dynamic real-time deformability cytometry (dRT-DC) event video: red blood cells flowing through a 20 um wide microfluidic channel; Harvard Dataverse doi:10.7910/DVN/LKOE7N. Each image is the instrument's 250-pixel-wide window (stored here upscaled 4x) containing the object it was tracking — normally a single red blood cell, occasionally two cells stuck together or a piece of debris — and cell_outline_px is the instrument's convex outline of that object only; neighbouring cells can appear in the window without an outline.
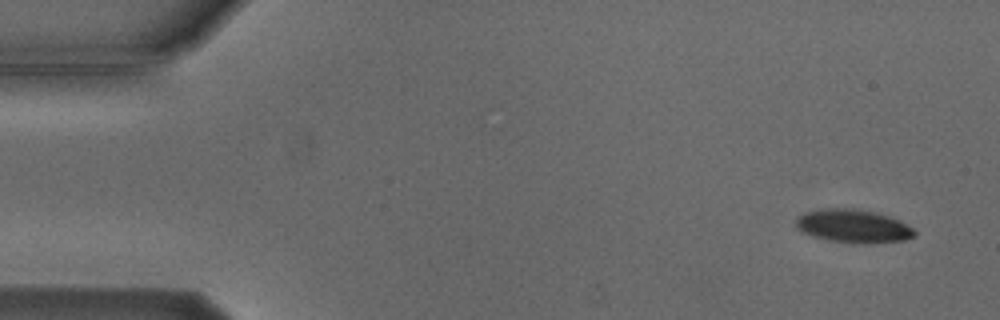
{"species": "Egyptian fruit bat (a non-hibernating species)", "species_latin": "Rousettus aegyptiacus", "temperature_condition": "cold", "stored_images_in_passage": 4, "camera_frame_rate_fps": 3000, "um_per_image_px": 0.085, "animal": {"sex": "male"}, "frame": {"image": 1, "passage_image": 1, "time_ms": 0.0, "image_size_px": [1000, 320], "cell_outline_px": [[916, 236], [904, 240], [828, 240], [812, 236], [796, 228], [796, 216], [804, 212], [828, 208], [856, 208], [876, 212], [900, 220], [912, 228], [916, 232]], "centroid_in_image_um": [72.47, 19.15], "position_along_channel_um": 12.5, "area_um2": 22.02}}
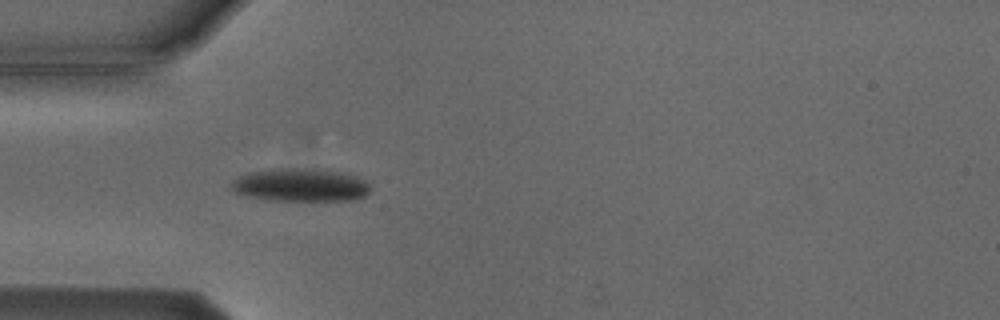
{"frame": {"image": 2, "passage_image": 4, "time_ms": 4.333, "image_size_px": [1000, 320], "cell_outline_px": [[368, 192], [364, 196], [356, 200], [268, 200], [248, 196], [236, 192], [232, 188], [232, 180], [236, 176], [248, 172], [276, 168], [312, 168], [344, 172], [356, 176], [364, 180], [368, 184]], "centroid_in_image_um": [25.52, 15.71], "position_along_channel_um": 59.5, "area_um2": 26.88}}